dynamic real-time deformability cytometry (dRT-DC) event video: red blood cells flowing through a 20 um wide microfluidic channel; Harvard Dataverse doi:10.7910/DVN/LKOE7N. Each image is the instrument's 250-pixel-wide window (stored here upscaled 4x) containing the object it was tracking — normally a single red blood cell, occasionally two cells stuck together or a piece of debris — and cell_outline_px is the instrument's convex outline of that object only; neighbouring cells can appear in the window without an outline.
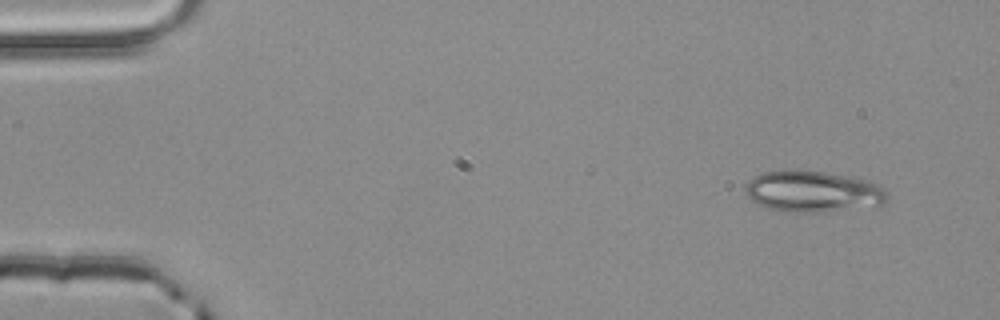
{"species": "common noctule bat (a hibernating species)", "species_latin": "Nyctalus noctula", "temperature_condition": "room temperature", "stored_images_in_passage": 4, "camera_frame_rate_fps": 3000, "um_per_image_px": 0.085, "animal": {"sex": "male", "body_mass_g": 20.4}, "frame": {"image": 1, "passage_image": 1, "time_ms": 0.0, "image_size_px": [1000, 320], "cell_outline_px": [[888, 196], [884, 204], [824, 212], [784, 212], [768, 208], [752, 200], [744, 192], [744, 188], [748, 180], [752, 176], [764, 172], [784, 168], [792, 168], [824, 172], [868, 180], [880, 184], [888, 192]], "centroid_in_image_um": [69.06, 16.25], "position_along_channel_um": 15.9, "area_um2": 34.68}}